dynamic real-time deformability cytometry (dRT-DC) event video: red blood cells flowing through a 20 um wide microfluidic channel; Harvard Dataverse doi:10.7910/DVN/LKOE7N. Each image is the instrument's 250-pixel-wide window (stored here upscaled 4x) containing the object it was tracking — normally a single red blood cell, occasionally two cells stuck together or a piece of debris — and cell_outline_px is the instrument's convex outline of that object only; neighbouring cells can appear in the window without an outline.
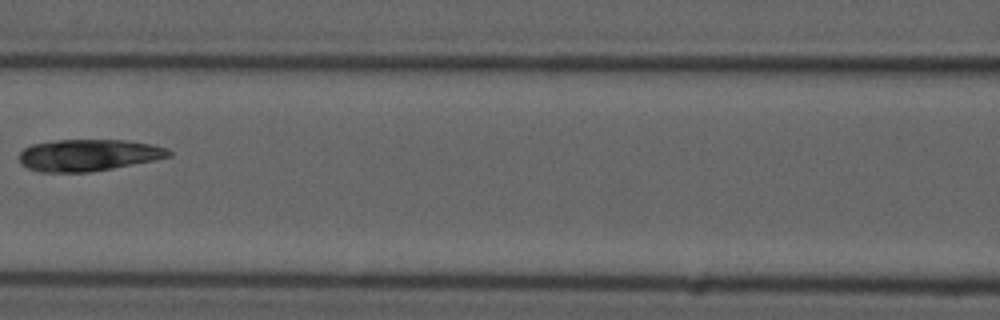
{"species": "common noctule bat (a hibernating species)", "species_latin": "Nyctalus noctula", "temperature_condition": "cold", "stored_images_in_passage": 9, "camera_frame_rate_fps": 3000, "um_per_image_px": 0.085, "animal": {"sex": "male", "forearm_length_mm": 52.5}, "frame": {"image": 1, "passage_image": 8, "time_ms": 9.667, "image_size_px": [1000, 320], "cell_outline_px": [[172, 156], [156, 160], [112, 168], [88, 172], [40, 172], [28, 168], [20, 164], [20, 152], [24, 148], [32, 144], [56, 140], [124, 140], [152, 144], [168, 148], [172, 152]], "centroid_in_image_um": [7.54, 13.18], "position_along_channel_um": 159.1, "area_um2": 27.74}}
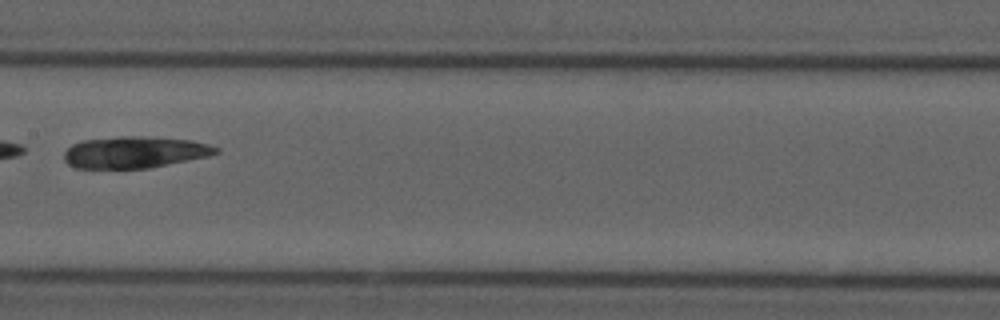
{"frame": {"image": 2, "passage_image": 9, "time_ms": 10.667, "image_size_px": [1000, 320], "cell_outline_px": [[220, 152], [208, 156], [148, 168], [76, 168], [68, 164], [64, 160], [64, 152], [72, 144], [84, 140], [120, 136], [144, 136], [192, 140], [208, 144], [220, 148]], "centroid_in_image_um": [11.45, 12.93], "position_along_channel_um": 195.9, "area_um2": 27.98}}